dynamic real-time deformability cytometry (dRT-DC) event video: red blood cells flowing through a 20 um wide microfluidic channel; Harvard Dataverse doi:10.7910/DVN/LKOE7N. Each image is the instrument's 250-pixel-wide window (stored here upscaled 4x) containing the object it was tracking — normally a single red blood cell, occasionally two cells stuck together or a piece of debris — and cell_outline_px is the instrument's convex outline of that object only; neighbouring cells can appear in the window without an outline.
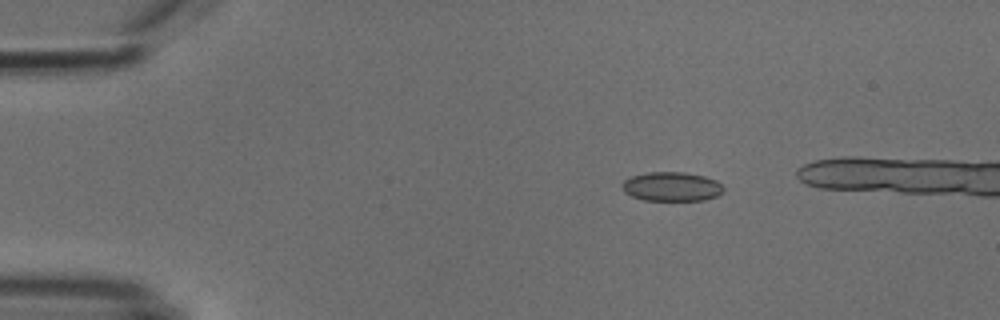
{"species": "common noctule bat (a hibernating species)", "species_latin": "Nyctalus noctula", "temperature_condition": "cold", "stored_images_in_passage": 5, "camera_frame_rate_fps": 3000, "um_per_image_px": 0.085, "animal": {"sex": "male", "body_mass_g": 18.8}, "frame": {"image": 1, "passage_image": 3, "time_ms": 2.333, "image_size_px": [1000, 320], "cell_outline_px": [[724, 192], [716, 196], [704, 200], [644, 200], [632, 196], [624, 192], [624, 180], [632, 176], [648, 172], [684, 172], [704, 176], [716, 180], [724, 188]], "centroid_in_image_um": [57.12, 15.86], "position_along_channel_um": 27.9, "area_um2": 17.11}}